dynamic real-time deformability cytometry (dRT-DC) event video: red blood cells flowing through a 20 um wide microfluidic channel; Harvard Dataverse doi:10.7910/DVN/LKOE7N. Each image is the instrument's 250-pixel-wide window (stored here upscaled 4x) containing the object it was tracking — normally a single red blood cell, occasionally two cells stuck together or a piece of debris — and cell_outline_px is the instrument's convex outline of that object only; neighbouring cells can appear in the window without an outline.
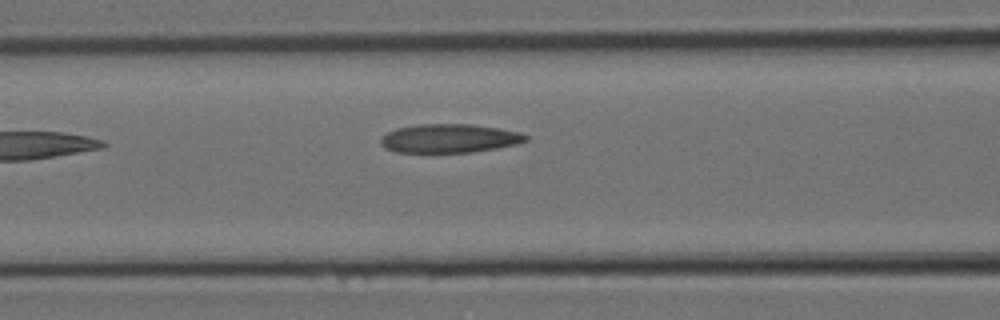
{"species": "Egyptian fruit bat (a non-hibernating species)", "species_latin": "Rousettus aegyptiacus", "temperature_condition": "room temperature", "stored_images_in_passage": 7, "camera_frame_rate_fps": 3000, "um_per_image_px": 0.085, "animal": {"sex": "female"}, "frame": {"image": 1, "passage_image": 7, "time_ms": 2.0, "image_size_px": [1000, 320], "cell_outline_px": [[528, 140], [516, 144], [496, 148], [472, 152], [396, 152], [384, 148], [380, 144], [380, 140], [388, 132], [396, 128], [420, 124], [468, 124], [496, 128], [520, 132], [528, 136]], "centroid_in_image_um": [38.18, 11.76], "position_along_channel_um": 128.4, "area_um2": 24.1}}